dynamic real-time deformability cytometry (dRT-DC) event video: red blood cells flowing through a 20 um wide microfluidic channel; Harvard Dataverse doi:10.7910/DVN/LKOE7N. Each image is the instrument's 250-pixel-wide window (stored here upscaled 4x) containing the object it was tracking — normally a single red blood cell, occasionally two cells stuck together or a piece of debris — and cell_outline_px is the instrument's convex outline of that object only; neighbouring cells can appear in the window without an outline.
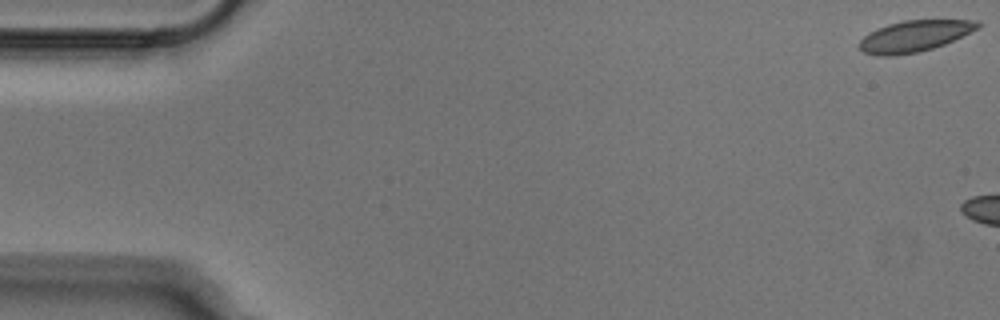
{"species": "Egyptian fruit bat (a non-hibernating species)", "species_latin": "Rousettus aegyptiacus", "temperature_condition": "cold", "stored_images_in_passage": 5, "camera_frame_rate_fps": 3000, "um_per_image_px": 0.085, "animal": {"sex": "male"}, "frame": {"image": 1, "passage_image": 1, "time_ms": 0.0, "image_size_px": [1000, 320], "cell_outline_px": [[984, 24], [980, 28], [944, 44], [932, 48], [916, 52], [892, 56], [876, 56], [864, 52], [860, 48], [860, 40], [868, 32], [876, 28], [888, 24], [904, 20], [976, 20]], "centroid_in_image_um": [77.74, 3.06], "position_along_channel_um": 7.3, "area_um2": 21.56}}